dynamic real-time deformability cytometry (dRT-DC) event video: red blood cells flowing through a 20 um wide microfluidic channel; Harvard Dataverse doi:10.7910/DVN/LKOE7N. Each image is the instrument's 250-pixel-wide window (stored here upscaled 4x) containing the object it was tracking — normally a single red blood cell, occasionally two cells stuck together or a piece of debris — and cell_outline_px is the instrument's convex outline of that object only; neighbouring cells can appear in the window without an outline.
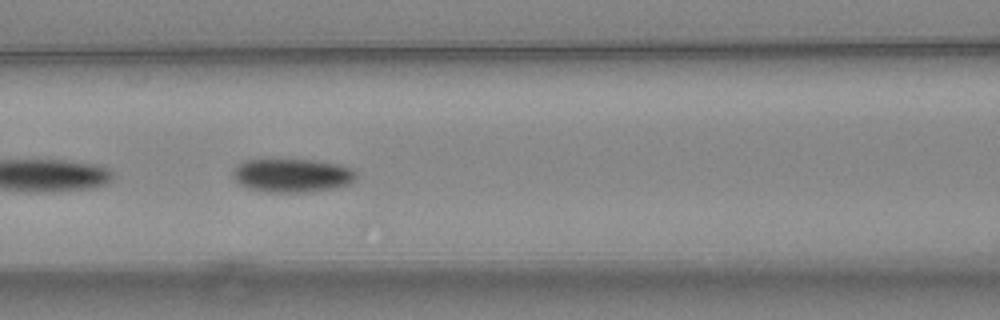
{"species": "common noctule bat (a hibernating species)", "species_latin": "Nyctalus noctula", "temperature_condition": "warm", "stored_images_in_passage": 31, "camera_frame_rate_fps": 3000, "um_per_image_px": 0.085, "animal": {"sex": "female", "body_mass_g": 24.6, "forearm_length_mm": 56.2}, "frame": {"image": 1, "passage_image": 22, "time_ms": 7.0, "image_size_px": [1000, 320], "cell_outline_px": [[356, 180], [348, 184], [336, 188], [312, 192], [264, 192], [248, 188], [240, 184], [232, 176], [232, 172], [244, 160], [312, 160], [340, 164], [352, 168], [356, 172]], "centroid_in_image_um": [24.87, 14.92], "position_along_channel_um": 141.7, "area_um2": 24.22}}
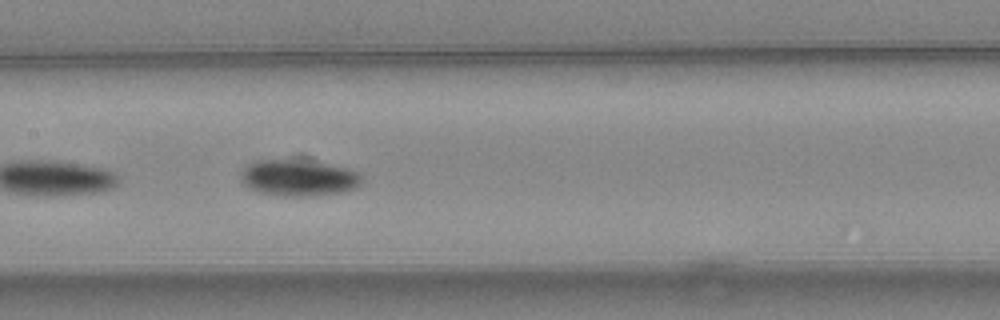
{"frame": {"image": 2, "passage_image": 25, "time_ms": 8.0, "image_size_px": [1000, 320], "cell_outline_px": [[364, 180], [356, 188], [340, 192], [316, 196], [284, 196], [260, 192], [248, 188], [240, 180], [240, 172], [248, 164], [256, 160], [288, 160], [328, 164], [348, 168], [360, 172], [364, 176]], "centroid_in_image_um": [25.4, 15.13], "position_along_channel_um": 182.0, "area_um2": 25.66}}